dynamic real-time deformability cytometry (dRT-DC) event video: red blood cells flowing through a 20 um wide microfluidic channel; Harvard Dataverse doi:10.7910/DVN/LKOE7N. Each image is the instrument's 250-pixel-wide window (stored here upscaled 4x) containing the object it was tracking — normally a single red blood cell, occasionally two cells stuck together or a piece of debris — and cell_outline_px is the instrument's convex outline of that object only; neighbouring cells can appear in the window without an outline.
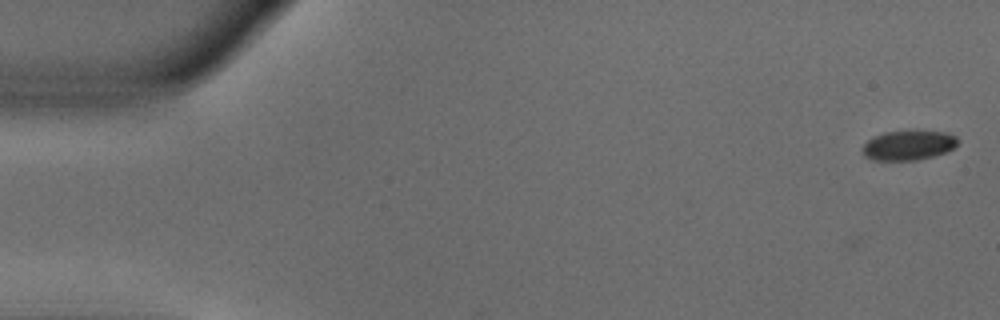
{"species": "common noctule bat (a hibernating species)", "species_latin": "Nyctalus noctula", "temperature_condition": "warm", "stored_images_in_passage": 3, "camera_frame_rate_fps": 3000, "um_per_image_px": 0.085, "animal": {"sex": "male", "body_mass_g": 18.8}, "frame": {"image": 1, "passage_image": 3, "time_ms": 0.667, "image_size_px": [1000, 320], "cell_outline_px": [[960, 140], [948, 152], [916, 160], [872, 160], [864, 156], [860, 148], [872, 136], [884, 132], [912, 128], [948, 132], [956, 136]], "centroid_in_image_um": [77.22, 12.29], "position_along_channel_um": 7.8, "area_um2": 17.34}}